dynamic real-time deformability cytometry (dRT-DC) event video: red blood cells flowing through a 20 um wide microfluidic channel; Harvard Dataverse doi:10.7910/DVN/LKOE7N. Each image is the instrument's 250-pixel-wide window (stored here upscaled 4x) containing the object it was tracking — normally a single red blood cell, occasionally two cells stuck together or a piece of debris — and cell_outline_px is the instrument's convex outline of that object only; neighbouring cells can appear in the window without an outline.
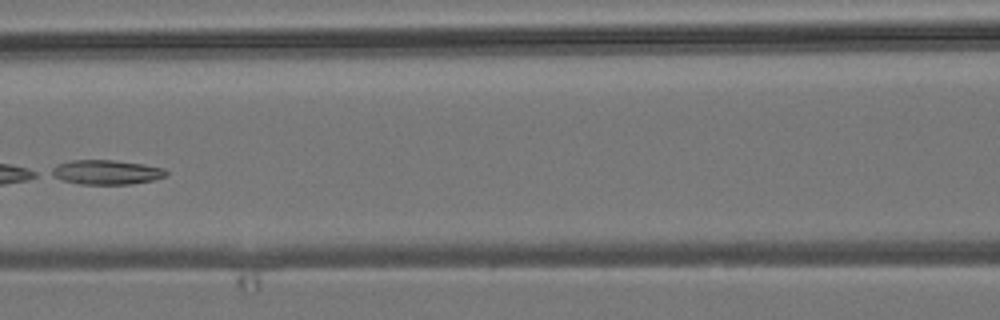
{"species": "common noctule bat (a hibernating species)", "species_latin": "Nyctalus noctula", "temperature_condition": "room temperature", "stored_images_in_passage": 5, "camera_frame_rate_fps": 3000, "um_per_image_px": 0.085, "animal": {"sex": "male", "body_mass_g": 19.2, "forearm_length_mm": 51.8}, "frame": {"image": 1, "passage_image": 5, "time_ms": 4.667, "image_size_px": [1000, 320], "cell_outline_px": [[168, 176], [152, 180], [128, 184], [80, 184], [60, 180], [44, 172], [56, 164], [72, 160], [112, 160], [144, 164], [164, 168], [168, 172]], "centroid_in_image_um": [8.95, 14.63], "position_along_channel_um": 157.6, "area_um2": 16.7}}